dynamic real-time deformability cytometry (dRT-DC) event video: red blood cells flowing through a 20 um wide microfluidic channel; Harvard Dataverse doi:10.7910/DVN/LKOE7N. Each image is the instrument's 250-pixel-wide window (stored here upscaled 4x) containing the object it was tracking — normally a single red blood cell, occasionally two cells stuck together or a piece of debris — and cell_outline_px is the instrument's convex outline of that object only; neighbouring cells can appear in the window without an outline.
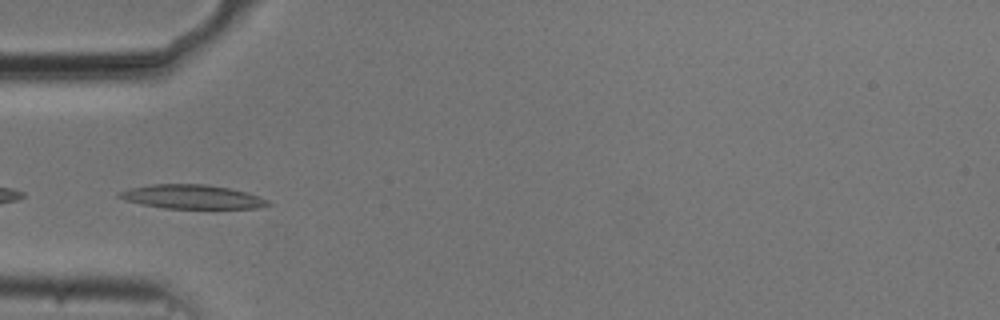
{"species": "common noctule bat (a hibernating species)", "species_latin": "Nyctalus noctula", "temperature_condition": "cold", "stored_images_in_passage": 48, "camera_frame_rate_fps": 3000, "um_per_image_px": 0.085, "animal": {"sex": "male", "body_mass_g": 20.5, "forearm_length_mm": 52.5}, "frame": {"image": 1, "passage_image": 11, "time_ms": 3.333, "image_size_px": [1000, 320], "cell_outline_px": [[272, 204], [256, 208], [164, 208], [124, 200], [116, 196], [120, 192], [132, 188], [152, 184], [204, 184], [232, 188], [248, 192], [268, 200]], "centroid_in_image_um": [16.36, 16.72], "position_along_channel_um": 68.6, "area_um2": 20.63}}
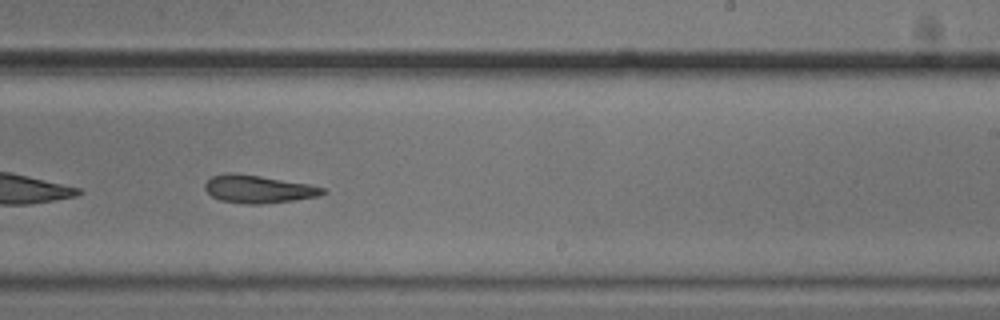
{"frame": {"image": 2, "passage_image": 27, "time_ms": 8.667, "image_size_px": [1000, 320], "cell_outline_px": [[328, 192], [320, 196], [292, 200], [260, 204], [244, 204], [220, 200], [212, 196], [204, 188], [204, 184], [212, 176], [228, 172], [236, 172], [308, 184], [324, 188]], "centroid_in_image_um": [21.94, 16.07], "position_along_channel_um": 267.1, "area_um2": 19.07}}
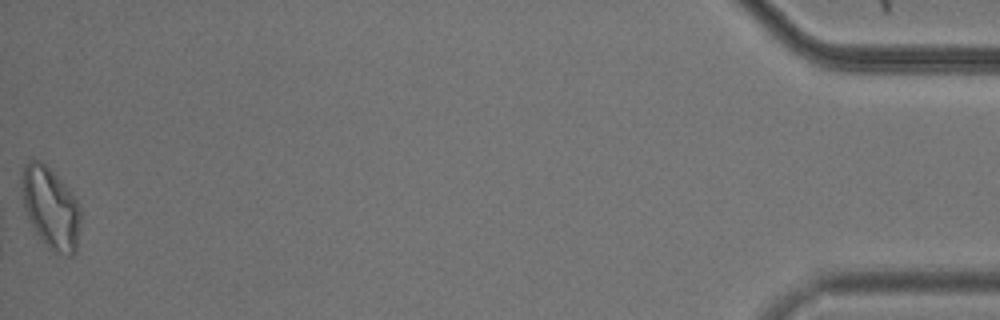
{"frame": {"image": 3, "passage_image": 48, "time_ms": 15.667, "image_size_px": [1000, 320], "cell_outline_px": [[80, 228], [76, 252], [72, 256], [68, 256], [48, 248], [44, 244], [36, 232], [24, 208], [20, 188], [24, 164], [28, 160], [40, 160], [72, 192], [80, 204]], "centroid_in_image_um": [4.32, 17.68], "position_along_channel_um": 430.9, "area_um2": 27.98}, "authors_computed_cell_mechanics": {"area_um2": 19.9988, "velocity_mm_per_s": 3.7217, "shape_relaxation_time_tau1_ms": 4.096, "shape_relaxation_time_tau2_ms": 3.6151, "deformation_change_tau1": 0.1299, "deformation_change_tau2": 0.1098}}